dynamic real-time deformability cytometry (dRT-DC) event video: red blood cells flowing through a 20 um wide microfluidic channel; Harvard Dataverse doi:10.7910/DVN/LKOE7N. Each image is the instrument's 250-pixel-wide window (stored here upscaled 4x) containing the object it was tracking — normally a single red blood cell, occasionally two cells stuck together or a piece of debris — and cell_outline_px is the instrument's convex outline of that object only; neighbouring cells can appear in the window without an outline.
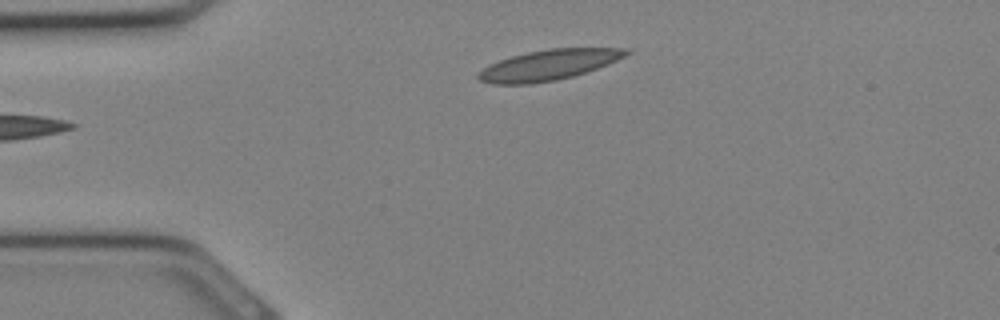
{"species": "Egyptian fruit bat (a non-hibernating species)", "species_latin": "Rousettus aegyptiacus", "temperature_condition": "cold", "stored_images_in_passage": 23, "camera_frame_rate_fps": 3000, "um_per_image_px": 0.085, "animal": {"sex": "female"}, "frame": {"image": 1, "passage_image": 1, "time_ms": 0.0, "image_size_px": [1000, 320], "cell_outline_px": [[632, 52], [608, 64], [572, 76], [556, 80], [528, 84], [492, 84], [480, 80], [476, 76], [476, 72], [488, 64], [512, 56], [528, 52], [548, 48], [628, 48]], "centroid_in_image_um": [46.58, 5.52], "position_along_channel_um": 38.4, "area_um2": 26.13}}
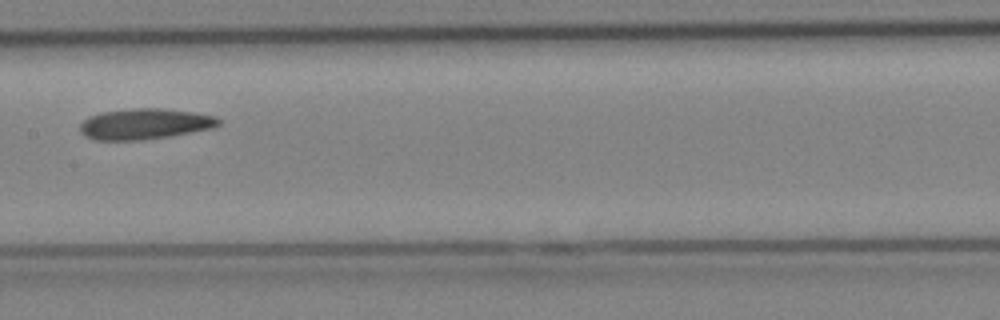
{"frame": {"image": 2, "passage_image": 10, "time_ms": 3.0, "image_size_px": [1000, 320], "cell_outline_px": [[220, 124], [212, 128], [168, 136], [140, 140], [96, 140], [84, 136], [80, 132], [80, 124], [88, 116], [100, 112], [132, 108], [160, 108], [192, 112], [216, 116], [220, 120]], "centroid_in_image_um": [12.26, 10.53], "position_along_channel_um": 195.1, "area_um2": 24.8}}
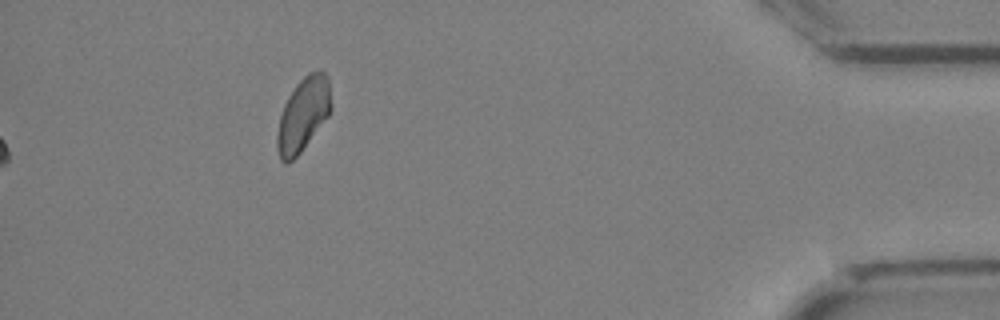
{"frame": {"image": 3, "passage_image": 23, "time_ms": 7.333, "image_size_px": [1000, 320], "cell_outline_px": [[332, 108], [328, 116], [300, 152], [288, 164], [284, 164], [280, 160], [276, 148], [276, 136], [280, 116], [284, 104], [288, 96], [296, 84], [308, 72], [320, 68], [328, 76], [332, 104]], "centroid_in_image_um": [25.76, 9.71], "position_along_channel_um": 409.4, "area_um2": 23.41}}